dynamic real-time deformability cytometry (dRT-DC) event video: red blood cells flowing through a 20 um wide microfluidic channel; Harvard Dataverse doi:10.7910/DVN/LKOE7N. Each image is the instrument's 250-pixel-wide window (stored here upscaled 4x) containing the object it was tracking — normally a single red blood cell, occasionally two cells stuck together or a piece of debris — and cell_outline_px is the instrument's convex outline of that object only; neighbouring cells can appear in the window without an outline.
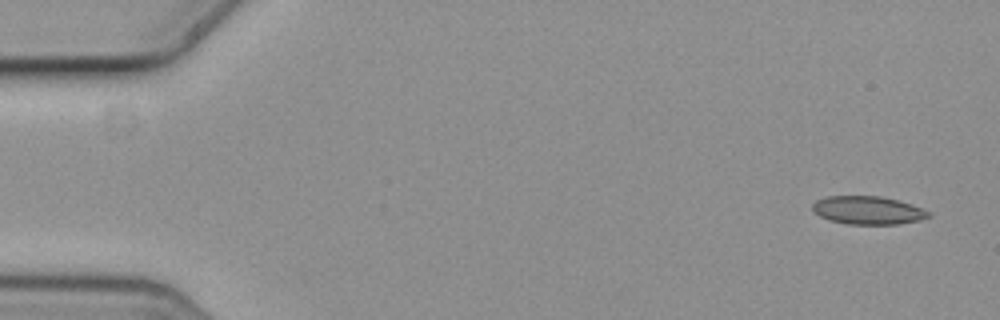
{"species": "common noctule bat (a hibernating species)", "species_latin": "Nyctalus noctula", "temperature_condition": "cold", "stored_images_in_passage": 4, "camera_frame_rate_fps": 3000, "um_per_image_px": 0.085, "animal": {"sex": "female", "body_mass_g": 19.3, "forearm_length_mm": 54.1}, "frame": {"image": 1, "passage_image": 1, "time_ms": 0.0, "image_size_px": [1000, 320], "cell_outline_px": [[932, 216], [920, 220], [900, 224], [848, 224], [828, 220], [812, 212], [812, 204], [816, 200], [828, 196], [880, 196], [912, 204], [932, 212]], "centroid_in_image_um": [73.78, 17.88], "position_along_channel_um": 11.2, "area_um2": 19.25}}
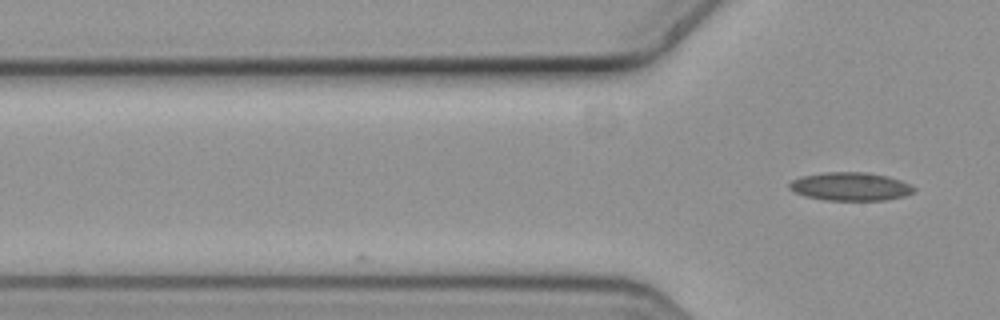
{"frame": {"image": 2, "passage_image": 4, "time_ms": 1.0, "image_size_px": [1000, 320], "cell_outline_px": [[916, 192], [904, 196], [884, 200], [824, 200], [804, 196], [788, 188], [788, 184], [792, 180], [800, 176], [824, 172], [868, 172], [888, 176], [900, 180], [916, 188]], "centroid_in_image_um": [72.27, 15.85], "position_along_channel_um": 53.5, "area_um2": 20.69}}